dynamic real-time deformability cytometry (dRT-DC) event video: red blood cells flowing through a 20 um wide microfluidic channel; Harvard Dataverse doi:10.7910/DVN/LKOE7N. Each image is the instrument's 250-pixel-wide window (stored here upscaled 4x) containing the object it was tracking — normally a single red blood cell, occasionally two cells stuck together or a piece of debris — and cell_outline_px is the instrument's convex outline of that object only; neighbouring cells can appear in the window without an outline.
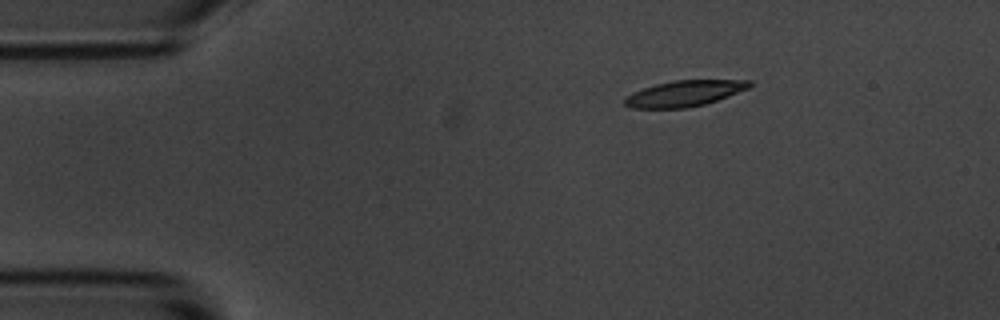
{"species": "common noctule bat (a hibernating species)", "species_latin": "Nyctalus noctula", "temperature_condition": "room temperature", "stored_images_in_passage": 47, "camera_frame_rate_fps": 3000, "um_per_image_px": 0.085, "animal": {"sex": "male", "body_mass_g": 20.1, "forearm_length_mm": 53.5}, "frame": {"image": 1, "passage_image": 1, "time_ms": 0.0, "image_size_px": [1000, 320], "cell_outline_px": [[752, 84], [748, 88], [728, 96], [704, 104], [688, 108], [632, 108], [624, 104], [624, 100], [632, 92], [656, 84], [672, 80], [752, 80]], "centroid_in_image_um": [58.17, 7.94], "position_along_channel_um": 26.8, "area_um2": 18.67}}
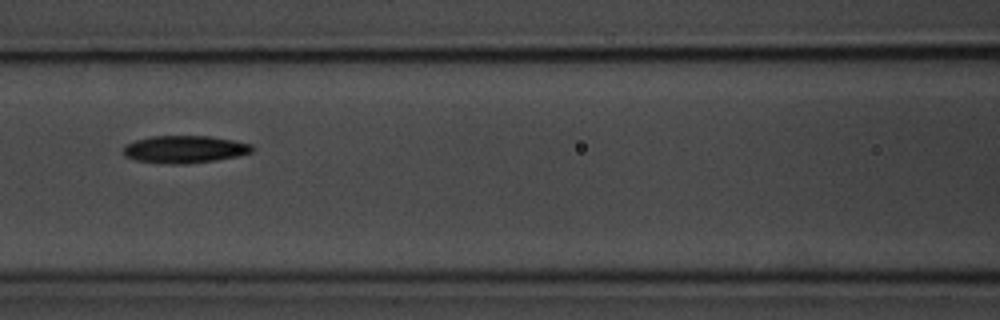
{"frame": {"image": 2, "passage_image": 16, "time_ms": 5.0, "image_size_px": [1000, 320], "cell_outline_px": [[252, 152], [236, 156], [216, 160], [184, 164], [176, 164], [136, 160], [124, 156], [124, 144], [136, 140], [152, 136], [208, 136], [232, 140], [252, 144]], "centroid_in_image_um": [15.67, 12.68], "position_along_channel_um": 150.9, "area_um2": 20.35}}
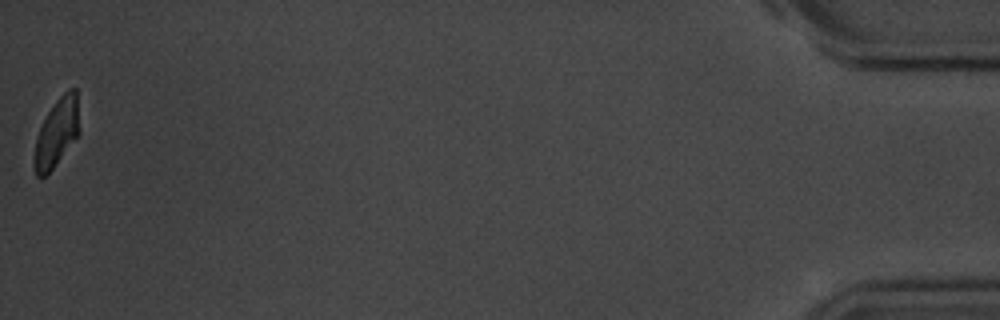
{"frame": {"image": 3, "passage_image": 47, "time_ms": 15.333, "image_size_px": [1000, 320], "cell_outline_px": [[80, 132], [52, 168], [44, 176], [36, 176], [32, 164], [36, 136], [48, 112], [56, 100], [68, 88], [76, 88]], "centroid_in_image_um": [4.81, 11.26], "position_along_channel_um": 430.4, "area_um2": 17.74}, "authors_computed_cell_mechanics": {"area_um2": 19.941, "velocity_mm_per_s": 3.6475, "shape_relaxation_time_tau1_ms": 2.9191, "shape_relaxation_time_tau2_ms": 9.7845, "deformation_change_tau1": 0.1416, "deformation_change_tau2": 0.1598}}